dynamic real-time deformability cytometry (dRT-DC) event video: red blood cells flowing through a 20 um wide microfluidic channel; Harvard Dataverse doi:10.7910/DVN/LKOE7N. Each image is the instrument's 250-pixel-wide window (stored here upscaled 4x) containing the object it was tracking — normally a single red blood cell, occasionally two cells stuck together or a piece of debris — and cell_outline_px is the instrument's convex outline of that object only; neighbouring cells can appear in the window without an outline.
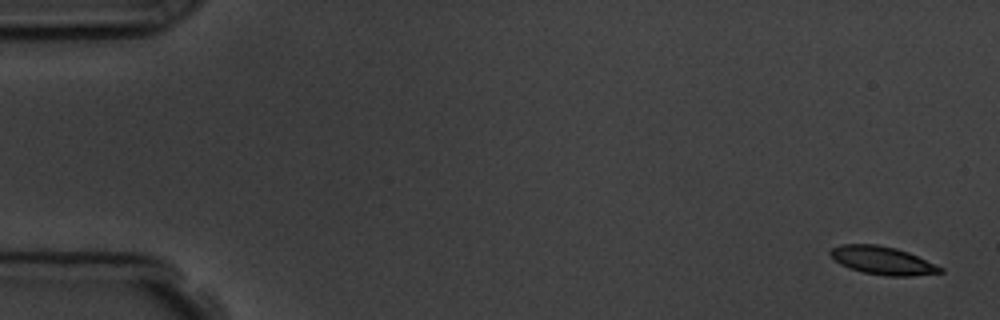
{"species": "common noctule bat (a hibernating species)", "species_latin": "Nyctalus noctula", "temperature_condition": "room temperature", "stored_images_in_passage": 4, "camera_frame_rate_fps": 3000, "um_per_image_px": 0.085, "animal": {"sex": "male", "body_mass_g": 19.5, "forearm_length_mm": 54.6}, "frame": {"image": 1, "passage_image": 1, "time_ms": 0.0, "image_size_px": [1000, 320], "cell_outline_px": [[944, 272], [912, 276], [888, 276], [864, 272], [840, 264], [828, 252], [832, 248], [840, 244], [876, 244], [896, 248], [908, 252], [936, 264], [944, 268]], "centroid_in_image_um": [75.05, 22.13], "position_along_channel_um": 10.0, "area_um2": 17.86}}
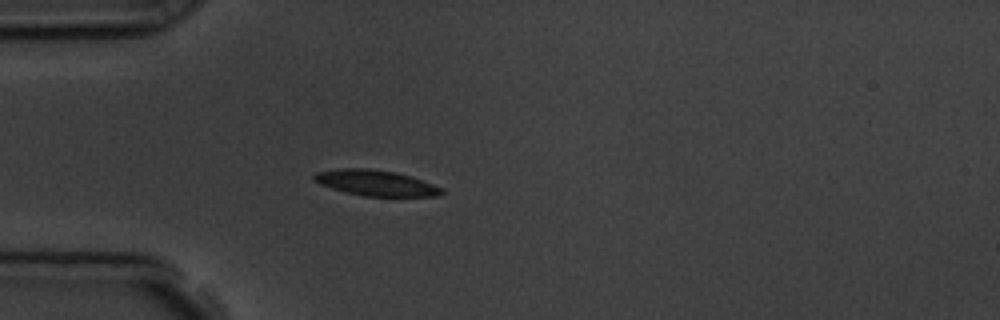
{"frame": {"image": 2, "passage_image": 4, "time_ms": 4.667, "image_size_px": [1000, 320], "cell_outline_px": [[444, 192], [440, 196], [364, 196], [344, 192], [320, 184], [312, 180], [312, 176], [316, 172], [344, 168], [364, 168], [396, 172], [432, 184], [440, 188]], "centroid_in_image_um": [31.89, 15.55], "position_along_channel_um": 53.1, "area_um2": 18.84}}